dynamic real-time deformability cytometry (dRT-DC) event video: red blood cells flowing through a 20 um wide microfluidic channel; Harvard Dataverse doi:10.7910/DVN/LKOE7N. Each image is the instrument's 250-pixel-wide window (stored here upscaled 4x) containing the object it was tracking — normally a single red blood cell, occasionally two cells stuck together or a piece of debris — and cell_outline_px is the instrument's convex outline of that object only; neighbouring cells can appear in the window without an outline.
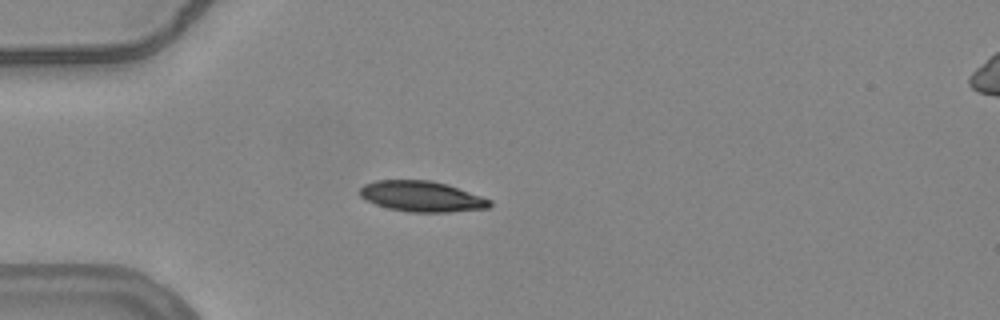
{"species": "common noctule bat (a hibernating species)", "species_latin": "Nyctalus noctula", "temperature_condition": "warm", "stored_images_in_passage": 40, "camera_frame_rate_fps": 3000, "um_per_image_px": 0.085, "animal": {"sex": "female", "body_mass_g": 24.6, "forearm_length_mm": 56.2}, "frame": {"image": 1, "passage_image": 1, "time_ms": 0.0, "image_size_px": [1000, 320], "cell_outline_px": [[492, 204], [488, 208], [448, 212], [408, 212], [388, 208], [376, 204], [360, 196], [360, 188], [364, 184], [376, 180], [432, 180], [448, 184], [492, 200]], "centroid_in_image_um": [35.86, 16.69], "position_along_channel_um": 49.1, "area_um2": 23.18}}
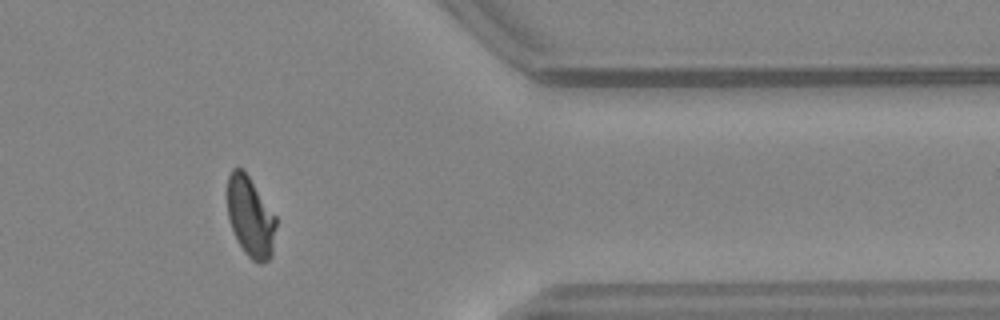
{"frame": {"image": 2, "passage_image": 31, "time_ms": 10.0, "image_size_px": [1000, 320], "cell_outline_px": [[276, 228], [272, 256], [268, 260], [260, 264], [252, 260], [244, 252], [236, 240], [228, 216], [228, 176], [232, 168], [244, 168], [276, 216]], "centroid_in_image_um": [21.3, 18.43], "position_along_channel_um": 390.1, "area_um2": 23.0}}
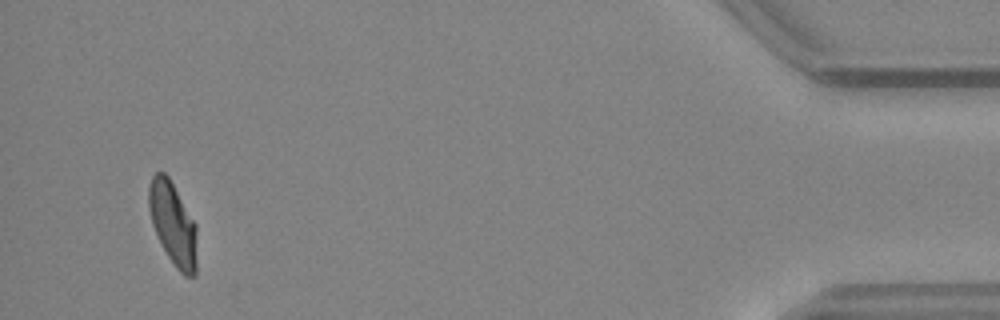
{"frame": {"image": 3, "passage_image": 38, "time_ms": 12.333, "image_size_px": [1000, 320], "cell_outline_px": [[196, 276], [184, 276], [176, 268], [168, 256], [152, 224], [148, 208], [148, 188], [152, 176], [156, 172], [164, 172], [168, 176], [196, 224]], "centroid_in_image_um": [14.7, 19.02], "position_along_channel_um": 420.5, "area_um2": 23.06}, "authors_computed_cell_mechanics": {"area_um2": 23.7558, "velocity_mm_per_s": 3.759, "shape_relaxation_time_tau1_ms": 4.2472, "shape_relaxation_time_tau2_ms": 0.7341, "deformation_change_tau1": 0.1628, "deformation_change_tau2": 0.0482}}